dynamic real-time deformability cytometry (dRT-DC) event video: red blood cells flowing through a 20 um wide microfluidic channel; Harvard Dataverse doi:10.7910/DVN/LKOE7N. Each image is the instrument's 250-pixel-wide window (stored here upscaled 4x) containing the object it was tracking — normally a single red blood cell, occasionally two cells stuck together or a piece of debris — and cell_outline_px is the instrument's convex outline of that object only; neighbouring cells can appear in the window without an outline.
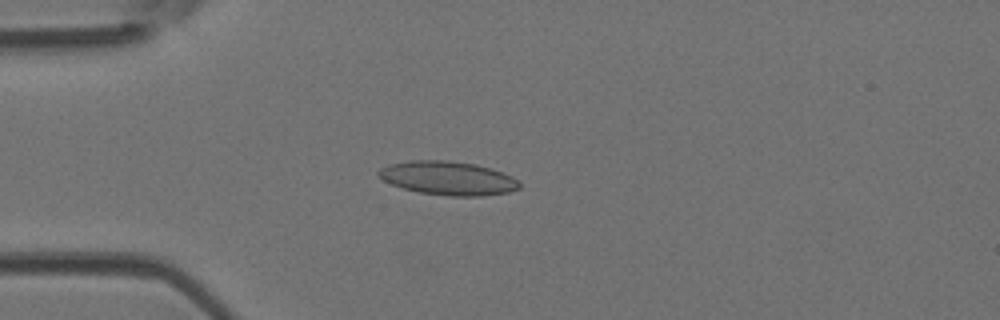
{"species": "Egyptian fruit bat (a non-hibernating species)", "species_latin": "Rousettus aegyptiacus", "temperature_condition": "room temperature", "stored_images_in_passage": 45, "camera_frame_rate_fps": 3000, "um_per_image_px": 0.085, "animal": {"sex": "female"}, "frame": {"image": 1, "passage_image": 10, "time_ms": 3.0, "image_size_px": [1000, 320], "cell_outline_px": [[520, 188], [508, 192], [480, 196], [448, 196], [420, 192], [404, 188], [392, 184], [376, 176], [376, 172], [380, 168], [392, 164], [412, 160], [448, 160], [476, 164], [492, 168], [512, 176], [520, 184]], "centroid_in_image_um": [38.08, 15.14], "position_along_channel_um": 46.9, "area_um2": 27.63}}
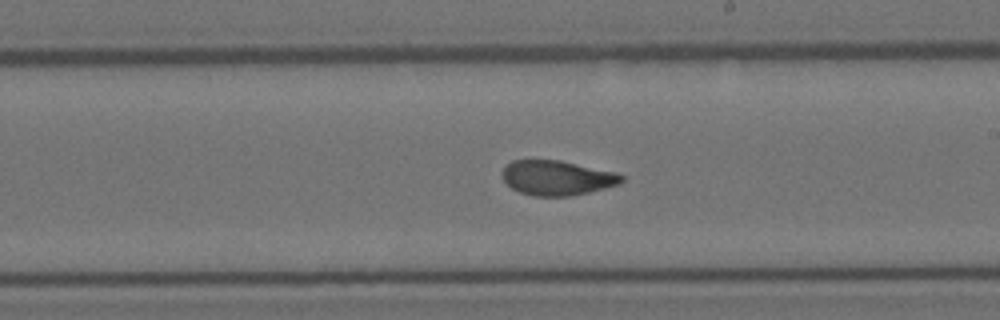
{"frame": {"image": 2, "passage_image": 25, "time_ms": 8.0, "image_size_px": [1000, 320], "cell_outline_px": [[624, 180], [620, 184], [588, 192], [568, 196], [532, 196], [520, 192], [512, 188], [504, 180], [500, 172], [512, 160], [560, 160], [616, 172], [624, 176]], "centroid_in_image_um": [47.35, 15.11], "position_along_channel_um": 241.7, "area_um2": 24.16}}
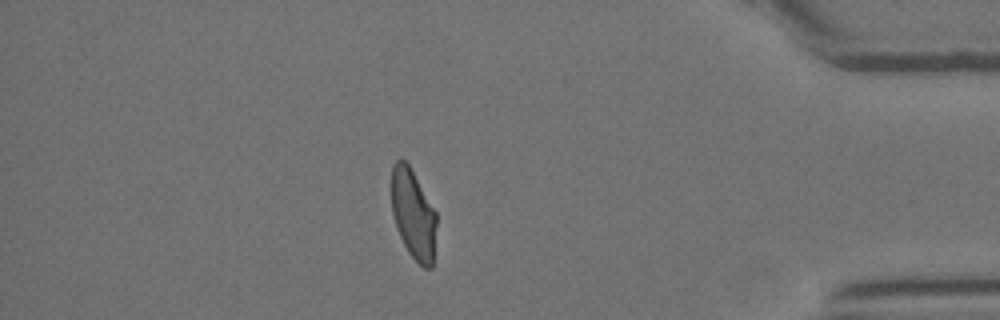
{"frame": {"image": 3, "passage_image": 39, "time_ms": 12.667, "image_size_px": [1000, 320], "cell_outline_px": [[436, 224], [432, 268], [424, 268], [408, 252], [396, 228], [392, 212], [392, 164], [400, 156], [408, 164], [436, 212]], "centroid_in_image_um": [35.11, 18.19], "position_along_channel_um": 400.1, "area_um2": 23.29}, "authors_computed_cell_mechanics": {"area_um2": 25.143, "velocity_mm_per_s": 4.2013, "shape_relaxation_time_tau1_ms": 8.2204, "shape_relaxation_time_tau2_ms": 1.0448, "deformation_change_tau1": 0.2095, "deformation_change_tau2": 0.0689}}